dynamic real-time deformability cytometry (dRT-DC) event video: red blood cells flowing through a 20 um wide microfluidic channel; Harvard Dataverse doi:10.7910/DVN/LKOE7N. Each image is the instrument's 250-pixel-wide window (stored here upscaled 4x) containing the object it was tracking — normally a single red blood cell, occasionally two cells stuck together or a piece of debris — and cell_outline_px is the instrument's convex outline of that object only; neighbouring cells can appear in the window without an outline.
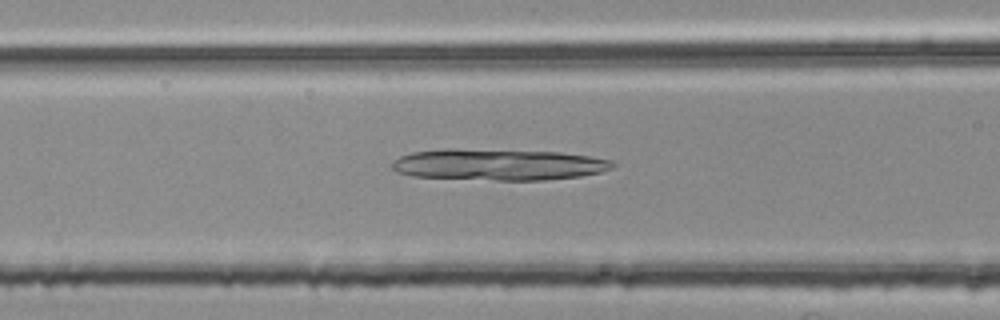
{"species": "common noctule bat (a hibernating species)", "species_latin": "Nyctalus noctula", "temperature_condition": "room temperature", "stored_images_in_passage": 49, "camera_frame_rate_fps": 3000, "um_per_image_px": 0.085, "animal": {"sex": "female", "body_mass_g": 25.1}, "frame": {"image": 1, "passage_image": 20, "time_ms": 6.333, "image_size_px": [1000, 320], "cell_outline_px": [[616, 164], [612, 168], [600, 172], [580, 176], [544, 180], [496, 180], [412, 176], [396, 172], [392, 168], [392, 164], [400, 156], [412, 152], [444, 148], [452, 148], [560, 152], [588, 156], [612, 160]], "centroid_in_image_um": [42.36, 13.98], "position_along_channel_um": 124.2, "area_um2": 40.34}}
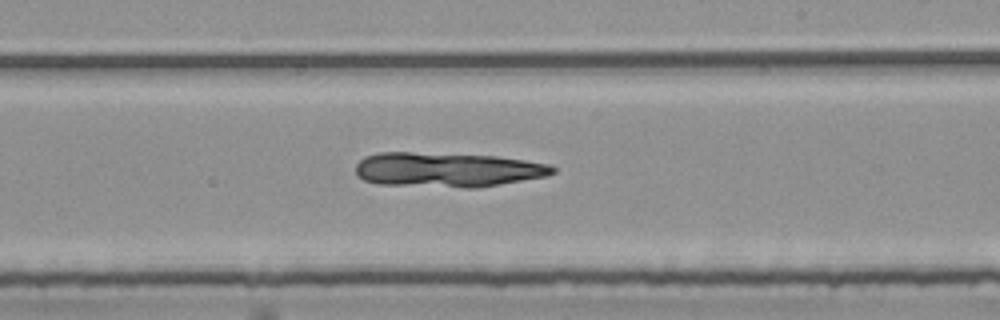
{"frame": {"image": 2, "passage_image": 30, "time_ms": 9.667, "image_size_px": [1000, 320], "cell_outline_px": [[556, 172], [548, 176], [476, 188], [464, 188], [376, 184], [364, 180], [356, 172], [356, 164], [364, 156], [380, 152], [412, 152], [496, 156], [524, 160], [548, 164], [556, 168]], "centroid_in_image_um": [38.02, 14.43], "position_along_channel_um": 251.0, "area_um2": 39.94}}
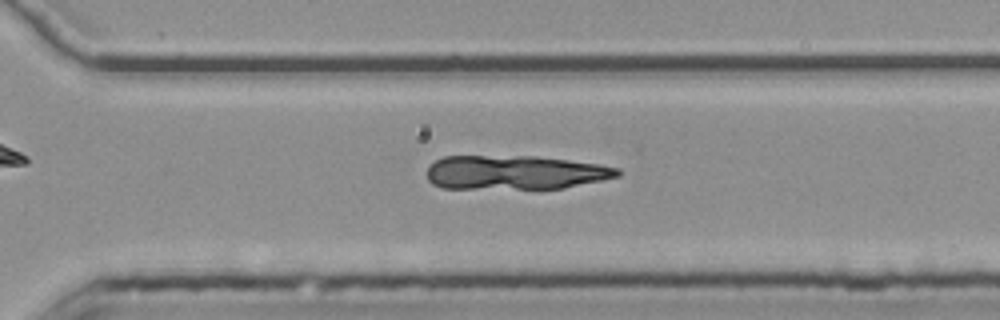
{"frame": {"image": 3, "passage_image": 36, "time_ms": 11.667, "image_size_px": [1000, 320], "cell_outline_px": [[620, 176], [564, 188], [440, 188], [432, 184], [428, 180], [428, 168], [436, 160], [444, 156], [536, 156], [568, 160], [596, 164], [620, 168]], "centroid_in_image_um": [43.77, 14.65], "position_along_channel_um": 326.8, "area_um2": 37.69}}